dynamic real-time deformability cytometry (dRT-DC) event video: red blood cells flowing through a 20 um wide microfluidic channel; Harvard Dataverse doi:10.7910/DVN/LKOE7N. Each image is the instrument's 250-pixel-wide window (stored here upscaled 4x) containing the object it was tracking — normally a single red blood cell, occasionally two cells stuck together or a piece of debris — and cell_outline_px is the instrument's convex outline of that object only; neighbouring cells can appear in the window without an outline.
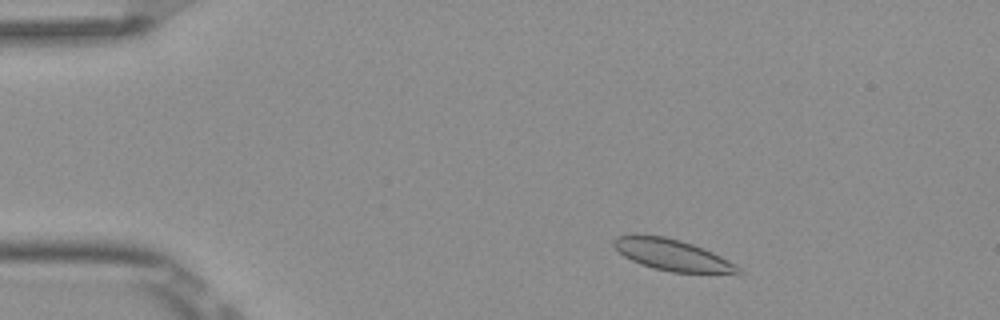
{"species": "Egyptian fruit bat (a non-hibernating species)", "species_latin": "Rousettus aegyptiacus", "temperature_condition": "room temperature", "stored_images_in_passage": 4, "camera_frame_rate_fps": 3000, "um_per_image_px": 0.085, "frame": {"image": 1, "passage_image": 2, "time_ms": 0.333, "image_size_px": [1000, 320], "cell_outline_px": [[744, 276], [740, 276], [672, 272], [652, 268], [640, 264], [624, 256], [612, 244], [612, 240], [616, 236], [664, 236], [680, 240], [692, 244], [712, 252], [728, 260], [740, 268], [744, 272]], "centroid_in_image_um": [57.29, 21.74], "position_along_channel_um": 27.7, "area_um2": 23.06}}